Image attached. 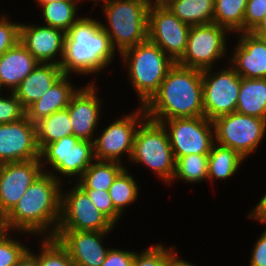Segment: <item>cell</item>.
Here are the masks:
<instances>
[{
	"instance_id": "6da1fadb",
	"label": "cell",
	"mask_w": 266,
	"mask_h": 266,
	"mask_svg": "<svg viewBox=\"0 0 266 266\" xmlns=\"http://www.w3.org/2000/svg\"><path fill=\"white\" fill-rule=\"evenodd\" d=\"M62 182L42 172L4 217L6 229L15 234L54 237L61 216Z\"/></svg>"
},
{
	"instance_id": "7a4b0ae2",
	"label": "cell",
	"mask_w": 266,
	"mask_h": 266,
	"mask_svg": "<svg viewBox=\"0 0 266 266\" xmlns=\"http://www.w3.org/2000/svg\"><path fill=\"white\" fill-rule=\"evenodd\" d=\"M202 70L175 65L158 92L144 106L148 119L161 123L174 118L204 116Z\"/></svg>"
},
{
	"instance_id": "3957f363",
	"label": "cell",
	"mask_w": 266,
	"mask_h": 266,
	"mask_svg": "<svg viewBox=\"0 0 266 266\" xmlns=\"http://www.w3.org/2000/svg\"><path fill=\"white\" fill-rule=\"evenodd\" d=\"M116 51L97 18L81 17L66 33L60 67L64 75H96L110 65Z\"/></svg>"
},
{
	"instance_id": "277c9868",
	"label": "cell",
	"mask_w": 266,
	"mask_h": 266,
	"mask_svg": "<svg viewBox=\"0 0 266 266\" xmlns=\"http://www.w3.org/2000/svg\"><path fill=\"white\" fill-rule=\"evenodd\" d=\"M119 56L124 66H127L128 81L139 98L140 106L144 107L158 92L175 62L148 39L123 51Z\"/></svg>"
},
{
	"instance_id": "5b68a950",
	"label": "cell",
	"mask_w": 266,
	"mask_h": 266,
	"mask_svg": "<svg viewBox=\"0 0 266 266\" xmlns=\"http://www.w3.org/2000/svg\"><path fill=\"white\" fill-rule=\"evenodd\" d=\"M101 2L107 24L100 21V26L110 37L119 55L148 39L149 5L146 0H104Z\"/></svg>"
},
{
	"instance_id": "8992f818",
	"label": "cell",
	"mask_w": 266,
	"mask_h": 266,
	"mask_svg": "<svg viewBox=\"0 0 266 266\" xmlns=\"http://www.w3.org/2000/svg\"><path fill=\"white\" fill-rule=\"evenodd\" d=\"M134 165L141 164L153 170L168 185L175 174V158L166 129L161 123L146 118L137 128L133 152Z\"/></svg>"
},
{
	"instance_id": "52a82bcc",
	"label": "cell",
	"mask_w": 266,
	"mask_h": 266,
	"mask_svg": "<svg viewBox=\"0 0 266 266\" xmlns=\"http://www.w3.org/2000/svg\"><path fill=\"white\" fill-rule=\"evenodd\" d=\"M95 160L94 142L79 139L74 135L64 136L49 143L40 151L43 172L52 174L62 183L63 179L61 178L64 176L75 177L73 179L78 181ZM45 164H50L54 170L51 169L48 172V169H45L47 168L44 166ZM57 175H62V177Z\"/></svg>"
},
{
	"instance_id": "ba28073f",
	"label": "cell",
	"mask_w": 266,
	"mask_h": 266,
	"mask_svg": "<svg viewBox=\"0 0 266 266\" xmlns=\"http://www.w3.org/2000/svg\"><path fill=\"white\" fill-rule=\"evenodd\" d=\"M215 143L238 152L244 159L256 153L266 133V119L237 111L213 120Z\"/></svg>"
},
{
	"instance_id": "9c48e42d",
	"label": "cell",
	"mask_w": 266,
	"mask_h": 266,
	"mask_svg": "<svg viewBox=\"0 0 266 266\" xmlns=\"http://www.w3.org/2000/svg\"><path fill=\"white\" fill-rule=\"evenodd\" d=\"M228 33L231 35L227 28L216 23L191 26L185 53L177 64L199 70L215 68L217 61L226 58Z\"/></svg>"
},
{
	"instance_id": "30bf717a",
	"label": "cell",
	"mask_w": 266,
	"mask_h": 266,
	"mask_svg": "<svg viewBox=\"0 0 266 266\" xmlns=\"http://www.w3.org/2000/svg\"><path fill=\"white\" fill-rule=\"evenodd\" d=\"M213 69L202 70L204 116L212 121L236 111L242 79L230 64L218 72Z\"/></svg>"
},
{
	"instance_id": "8fae6325",
	"label": "cell",
	"mask_w": 266,
	"mask_h": 266,
	"mask_svg": "<svg viewBox=\"0 0 266 266\" xmlns=\"http://www.w3.org/2000/svg\"><path fill=\"white\" fill-rule=\"evenodd\" d=\"M161 124L167 131L175 160L190 154H209L215 143L213 121L205 116L174 118Z\"/></svg>"
},
{
	"instance_id": "7c38bea8",
	"label": "cell",
	"mask_w": 266,
	"mask_h": 266,
	"mask_svg": "<svg viewBox=\"0 0 266 266\" xmlns=\"http://www.w3.org/2000/svg\"><path fill=\"white\" fill-rule=\"evenodd\" d=\"M137 108L132 114L123 115L119 119L117 117V120L102 129L100 136L95 137L96 160L122 163L123 154H128L130 160L137 128L147 118L145 108L143 106Z\"/></svg>"
},
{
	"instance_id": "4fadbf2b",
	"label": "cell",
	"mask_w": 266,
	"mask_h": 266,
	"mask_svg": "<svg viewBox=\"0 0 266 266\" xmlns=\"http://www.w3.org/2000/svg\"><path fill=\"white\" fill-rule=\"evenodd\" d=\"M73 185L69 192L61 191V216L57 230L111 232L114 224L97 209L76 182Z\"/></svg>"
},
{
	"instance_id": "5bb4252c",
	"label": "cell",
	"mask_w": 266,
	"mask_h": 266,
	"mask_svg": "<svg viewBox=\"0 0 266 266\" xmlns=\"http://www.w3.org/2000/svg\"><path fill=\"white\" fill-rule=\"evenodd\" d=\"M190 27L167 7L149 8L148 40L161 48L175 63L185 53Z\"/></svg>"
},
{
	"instance_id": "9a60e30c",
	"label": "cell",
	"mask_w": 266,
	"mask_h": 266,
	"mask_svg": "<svg viewBox=\"0 0 266 266\" xmlns=\"http://www.w3.org/2000/svg\"><path fill=\"white\" fill-rule=\"evenodd\" d=\"M40 158L36 124L26 116L17 122L0 124V164Z\"/></svg>"
},
{
	"instance_id": "2e32d148",
	"label": "cell",
	"mask_w": 266,
	"mask_h": 266,
	"mask_svg": "<svg viewBox=\"0 0 266 266\" xmlns=\"http://www.w3.org/2000/svg\"><path fill=\"white\" fill-rule=\"evenodd\" d=\"M42 172L40 158L0 164V215L13 209Z\"/></svg>"
},
{
	"instance_id": "e0dca14e",
	"label": "cell",
	"mask_w": 266,
	"mask_h": 266,
	"mask_svg": "<svg viewBox=\"0 0 266 266\" xmlns=\"http://www.w3.org/2000/svg\"><path fill=\"white\" fill-rule=\"evenodd\" d=\"M110 232L57 230L54 238L67 250L74 266H101L110 248L103 241Z\"/></svg>"
},
{
	"instance_id": "ac0fdd59",
	"label": "cell",
	"mask_w": 266,
	"mask_h": 266,
	"mask_svg": "<svg viewBox=\"0 0 266 266\" xmlns=\"http://www.w3.org/2000/svg\"><path fill=\"white\" fill-rule=\"evenodd\" d=\"M101 102L94 82L79 88L72 96L67 109L75 137L94 142V134L101 118Z\"/></svg>"
},
{
	"instance_id": "d6986e66",
	"label": "cell",
	"mask_w": 266,
	"mask_h": 266,
	"mask_svg": "<svg viewBox=\"0 0 266 266\" xmlns=\"http://www.w3.org/2000/svg\"><path fill=\"white\" fill-rule=\"evenodd\" d=\"M65 38L66 33L62 30L40 24L20 23L19 41L40 63L60 65L64 55Z\"/></svg>"
},
{
	"instance_id": "ffe728a7",
	"label": "cell",
	"mask_w": 266,
	"mask_h": 266,
	"mask_svg": "<svg viewBox=\"0 0 266 266\" xmlns=\"http://www.w3.org/2000/svg\"><path fill=\"white\" fill-rule=\"evenodd\" d=\"M237 34L230 65L243 78H266V42L251 32Z\"/></svg>"
},
{
	"instance_id": "44dd1931",
	"label": "cell",
	"mask_w": 266,
	"mask_h": 266,
	"mask_svg": "<svg viewBox=\"0 0 266 266\" xmlns=\"http://www.w3.org/2000/svg\"><path fill=\"white\" fill-rule=\"evenodd\" d=\"M60 65L39 63L14 90L25 110L39 100L62 76Z\"/></svg>"
},
{
	"instance_id": "7402d4cb",
	"label": "cell",
	"mask_w": 266,
	"mask_h": 266,
	"mask_svg": "<svg viewBox=\"0 0 266 266\" xmlns=\"http://www.w3.org/2000/svg\"><path fill=\"white\" fill-rule=\"evenodd\" d=\"M40 62L19 41L0 57V88L10 92L18 87Z\"/></svg>"
},
{
	"instance_id": "603a6c76",
	"label": "cell",
	"mask_w": 266,
	"mask_h": 266,
	"mask_svg": "<svg viewBox=\"0 0 266 266\" xmlns=\"http://www.w3.org/2000/svg\"><path fill=\"white\" fill-rule=\"evenodd\" d=\"M70 75H63L39 100L26 109V117L33 123L68 107L79 88L72 85Z\"/></svg>"
},
{
	"instance_id": "cb8c5ba5",
	"label": "cell",
	"mask_w": 266,
	"mask_h": 266,
	"mask_svg": "<svg viewBox=\"0 0 266 266\" xmlns=\"http://www.w3.org/2000/svg\"><path fill=\"white\" fill-rule=\"evenodd\" d=\"M236 111L266 119V78H243Z\"/></svg>"
},
{
	"instance_id": "d4e9b609",
	"label": "cell",
	"mask_w": 266,
	"mask_h": 266,
	"mask_svg": "<svg viewBox=\"0 0 266 266\" xmlns=\"http://www.w3.org/2000/svg\"><path fill=\"white\" fill-rule=\"evenodd\" d=\"M245 159L235 150L214 143L208 154L207 181L226 180L238 172Z\"/></svg>"
},
{
	"instance_id": "484cf974",
	"label": "cell",
	"mask_w": 266,
	"mask_h": 266,
	"mask_svg": "<svg viewBox=\"0 0 266 266\" xmlns=\"http://www.w3.org/2000/svg\"><path fill=\"white\" fill-rule=\"evenodd\" d=\"M36 124L37 143L40 151L49 143L64 136L73 135L68 109L52 113L40 119Z\"/></svg>"
},
{
	"instance_id": "4316f807",
	"label": "cell",
	"mask_w": 266,
	"mask_h": 266,
	"mask_svg": "<svg viewBox=\"0 0 266 266\" xmlns=\"http://www.w3.org/2000/svg\"><path fill=\"white\" fill-rule=\"evenodd\" d=\"M215 0H174L168 9L182 22L193 25L213 23Z\"/></svg>"
},
{
	"instance_id": "83f0119b",
	"label": "cell",
	"mask_w": 266,
	"mask_h": 266,
	"mask_svg": "<svg viewBox=\"0 0 266 266\" xmlns=\"http://www.w3.org/2000/svg\"><path fill=\"white\" fill-rule=\"evenodd\" d=\"M125 167L115 161L95 160L76 183L82 189L108 191L114 179Z\"/></svg>"
},
{
	"instance_id": "f1b7e54d",
	"label": "cell",
	"mask_w": 266,
	"mask_h": 266,
	"mask_svg": "<svg viewBox=\"0 0 266 266\" xmlns=\"http://www.w3.org/2000/svg\"><path fill=\"white\" fill-rule=\"evenodd\" d=\"M81 1H60L43 4L41 15L45 21L43 25L50 26L67 33L81 18L77 15V3Z\"/></svg>"
},
{
	"instance_id": "f546056e",
	"label": "cell",
	"mask_w": 266,
	"mask_h": 266,
	"mask_svg": "<svg viewBox=\"0 0 266 266\" xmlns=\"http://www.w3.org/2000/svg\"><path fill=\"white\" fill-rule=\"evenodd\" d=\"M247 0H215L213 23L231 33L244 32V13Z\"/></svg>"
},
{
	"instance_id": "4dcf8cb0",
	"label": "cell",
	"mask_w": 266,
	"mask_h": 266,
	"mask_svg": "<svg viewBox=\"0 0 266 266\" xmlns=\"http://www.w3.org/2000/svg\"><path fill=\"white\" fill-rule=\"evenodd\" d=\"M126 168L117 175L108 190L114 208L121 216L125 208L135 202L139 195L138 183Z\"/></svg>"
},
{
	"instance_id": "1f68e13d",
	"label": "cell",
	"mask_w": 266,
	"mask_h": 266,
	"mask_svg": "<svg viewBox=\"0 0 266 266\" xmlns=\"http://www.w3.org/2000/svg\"><path fill=\"white\" fill-rule=\"evenodd\" d=\"M208 177V154H190L179 157L175 162V174L172 182L201 183Z\"/></svg>"
},
{
	"instance_id": "d6a6232c",
	"label": "cell",
	"mask_w": 266,
	"mask_h": 266,
	"mask_svg": "<svg viewBox=\"0 0 266 266\" xmlns=\"http://www.w3.org/2000/svg\"><path fill=\"white\" fill-rule=\"evenodd\" d=\"M41 247L36 253L37 266H74L67 250L54 237H41Z\"/></svg>"
},
{
	"instance_id": "836d02e7",
	"label": "cell",
	"mask_w": 266,
	"mask_h": 266,
	"mask_svg": "<svg viewBox=\"0 0 266 266\" xmlns=\"http://www.w3.org/2000/svg\"><path fill=\"white\" fill-rule=\"evenodd\" d=\"M170 248V249H169ZM165 247L161 242L134 254L132 266H166L176 247Z\"/></svg>"
},
{
	"instance_id": "e575fe53",
	"label": "cell",
	"mask_w": 266,
	"mask_h": 266,
	"mask_svg": "<svg viewBox=\"0 0 266 266\" xmlns=\"http://www.w3.org/2000/svg\"><path fill=\"white\" fill-rule=\"evenodd\" d=\"M7 230L0 237V266H15L22 256L29 250L24 243L15 240ZM10 235V236H9Z\"/></svg>"
},
{
	"instance_id": "d590c367",
	"label": "cell",
	"mask_w": 266,
	"mask_h": 266,
	"mask_svg": "<svg viewBox=\"0 0 266 266\" xmlns=\"http://www.w3.org/2000/svg\"><path fill=\"white\" fill-rule=\"evenodd\" d=\"M0 94V124L17 122L26 116V110L13 92ZM2 95V96H1Z\"/></svg>"
},
{
	"instance_id": "8d00e7d4",
	"label": "cell",
	"mask_w": 266,
	"mask_h": 266,
	"mask_svg": "<svg viewBox=\"0 0 266 266\" xmlns=\"http://www.w3.org/2000/svg\"><path fill=\"white\" fill-rule=\"evenodd\" d=\"M9 18L6 14L0 16V57L20 39V23L10 21Z\"/></svg>"
},
{
	"instance_id": "74e56055",
	"label": "cell",
	"mask_w": 266,
	"mask_h": 266,
	"mask_svg": "<svg viewBox=\"0 0 266 266\" xmlns=\"http://www.w3.org/2000/svg\"><path fill=\"white\" fill-rule=\"evenodd\" d=\"M91 202L100 210L114 225L121 219V215L115 210L109 192L105 190L83 189Z\"/></svg>"
},
{
	"instance_id": "f35d334b",
	"label": "cell",
	"mask_w": 266,
	"mask_h": 266,
	"mask_svg": "<svg viewBox=\"0 0 266 266\" xmlns=\"http://www.w3.org/2000/svg\"><path fill=\"white\" fill-rule=\"evenodd\" d=\"M266 14V0H247L244 13V32H251Z\"/></svg>"
},
{
	"instance_id": "ab89813d",
	"label": "cell",
	"mask_w": 266,
	"mask_h": 266,
	"mask_svg": "<svg viewBox=\"0 0 266 266\" xmlns=\"http://www.w3.org/2000/svg\"><path fill=\"white\" fill-rule=\"evenodd\" d=\"M135 251L110 248L101 266H132Z\"/></svg>"
},
{
	"instance_id": "60d3db41",
	"label": "cell",
	"mask_w": 266,
	"mask_h": 266,
	"mask_svg": "<svg viewBox=\"0 0 266 266\" xmlns=\"http://www.w3.org/2000/svg\"><path fill=\"white\" fill-rule=\"evenodd\" d=\"M249 266H266V229L255 242Z\"/></svg>"
},
{
	"instance_id": "b9f144b4",
	"label": "cell",
	"mask_w": 266,
	"mask_h": 266,
	"mask_svg": "<svg viewBox=\"0 0 266 266\" xmlns=\"http://www.w3.org/2000/svg\"><path fill=\"white\" fill-rule=\"evenodd\" d=\"M253 208L252 211L248 212L249 219H255V221L261 222V224H266V193Z\"/></svg>"
},
{
	"instance_id": "7bdbcfd3",
	"label": "cell",
	"mask_w": 266,
	"mask_h": 266,
	"mask_svg": "<svg viewBox=\"0 0 266 266\" xmlns=\"http://www.w3.org/2000/svg\"><path fill=\"white\" fill-rule=\"evenodd\" d=\"M15 266H37L35 251L32 252L29 248Z\"/></svg>"
},
{
	"instance_id": "ee69618b",
	"label": "cell",
	"mask_w": 266,
	"mask_h": 266,
	"mask_svg": "<svg viewBox=\"0 0 266 266\" xmlns=\"http://www.w3.org/2000/svg\"><path fill=\"white\" fill-rule=\"evenodd\" d=\"M166 266H196L192 264L191 262H188L186 260H182L177 252H174L167 260Z\"/></svg>"
},
{
	"instance_id": "f6af8a7d",
	"label": "cell",
	"mask_w": 266,
	"mask_h": 266,
	"mask_svg": "<svg viewBox=\"0 0 266 266\" xmlns=\"http://www.w3.org/2000/svg\"><path fill=\"white\" fill-rule=\"evenodd\" d=\"M251 33L260 38L266 34V14L260 23L251 31Z\"/></svg>"
},
{
	"instance_id": "bcb514c9",
	"label": "cell",
	"mask_w": 266,
	"mask_h": 266,
	"mask_svg": "<svg viewBox=\"0 0 266 266\" xmlns=\"http://www.w3.org/2000/svg\"><path fill=\"white\" fill-rule=\"evenodd\" d=\"M148 2L149 8H154V7H169V5L174 1V0H146Z\"/></svg>"
},
{
	"instance_id": "7dc6e473",
	"label": "cell",
	"mask_w": 266,
	"mask_h": 266,
	"mask_svg": "<svg viewBox=\"0 0 266 266\" xmlns=\"http://www.w3.org/2000/svg\"><path fill=\"white\" fill-rule=\"evenodd\" d=\"M60 1H82V0H35V2L41 7L43 4Z\"/></svg>"
},
{
	"instance_id": "c3c4849f",
	"label": "cell",
	"mask_w": 266,
	"mask_h": 266,
	"mask_svg": "<svg viewBox=\"0 0 266 266\" xmlns=\"http://www.w3.org/2000/svg\"><path fill=\"white\" fill-rule=\"evenodd\" d=\"M7 231L4 216L0 215V237Z\"/></svg>"
},
{
	"instance_id": "681fc988",
	"label": "cell",
	"mask_w": 266,
	"mask_h": 266,
	"mask_svg": "<svg viewBox=\"0 0 266 266\" xmlns=\"http://www.w3.org/2000/svg\"><path fill=\"white\" fill-rule=\"evenodd\" d=\"M89 1H91V0H89ZM93 1V8L92 9H94V6L96 5V4H98V2H100V1H104V0H92Z\"/></svg>"
},
{
	"instance_id": "f907efd6",
	"label": "cell",
	"mask_w": 266,
	"mask_h": 266,
	"mask_svg": "<svg viewBox=\"0 0 266 266\" xmlns=\"http://www.w3.org/2000/svg\"><path fill=\"white\" fill-rule=\"evenodd\" d=\"M262 38L266 42V34Z\"/></svg>"
}]
</instances>
